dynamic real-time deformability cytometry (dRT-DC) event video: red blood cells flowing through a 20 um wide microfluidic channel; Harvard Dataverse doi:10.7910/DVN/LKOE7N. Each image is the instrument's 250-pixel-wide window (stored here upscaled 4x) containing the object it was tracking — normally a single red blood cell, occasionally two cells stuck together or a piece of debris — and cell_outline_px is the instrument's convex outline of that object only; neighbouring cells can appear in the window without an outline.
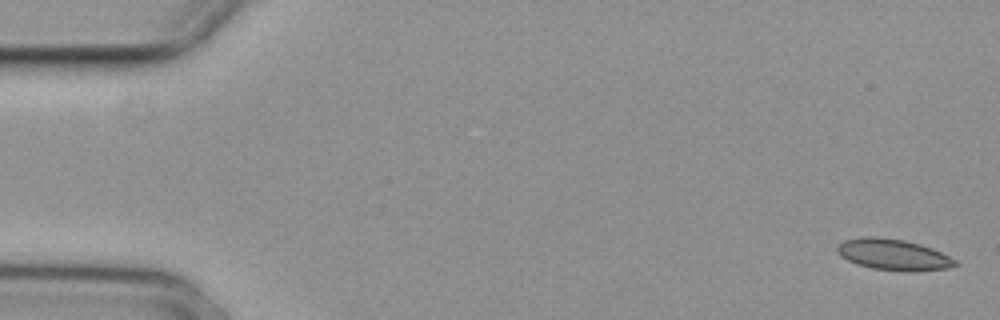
{"species": "common noctule bat (a hibernating species)", "species_latin": "Nyctalus noctula", "temperature_condition": "cold", "stored_images_in_passage": 5, "camera_frame_rate_fps": 3000, "um_per_image_px": 0.085, "animal": {"sex": "female", "body_mass_g": 29.2, "forearm_length_mm": 56.3}, "frame": {"image": 1, "passage_image": 1, "time_ms": 0.0, "image_size_px": [1000, 320], "cell_outline_px": [[960, 264], [948, 268], [904, 272], [872, 268], [856, 264], [840, 256], [836, 252], [836, 248], [844, 240], [864, 236], [876, 236], [904, 240], [920, 244], [932, 248], [956, 260]], "centroid_in_image_um": [75.92, 21.64], "position_along_channel_um": 9.1, "area_um2": 21.44}}
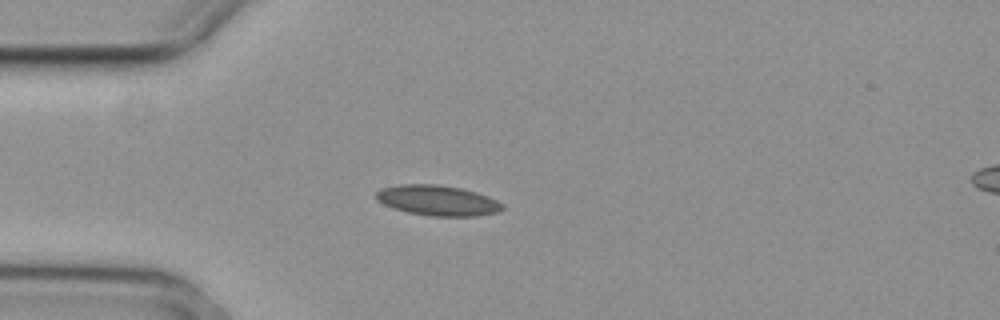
{"frame": {"image": 2, "passage_image": 4, "time_ms": 1.0, "image_size_px": [1000, 320], "cell_outline_px": [[504, 208], [500, 212], [476, 216], [428, 216], [408, 212], [392, 208], [376, 200], [376, 192], [380, 188], [396, 184], [436, 184], [460, 188], [476, 192], [488, 196], [504, 204]], "centroid_in_image_um": [37.19, 17.04], "position_along_channel_um": 47.8, "area_um2": 22.54}}